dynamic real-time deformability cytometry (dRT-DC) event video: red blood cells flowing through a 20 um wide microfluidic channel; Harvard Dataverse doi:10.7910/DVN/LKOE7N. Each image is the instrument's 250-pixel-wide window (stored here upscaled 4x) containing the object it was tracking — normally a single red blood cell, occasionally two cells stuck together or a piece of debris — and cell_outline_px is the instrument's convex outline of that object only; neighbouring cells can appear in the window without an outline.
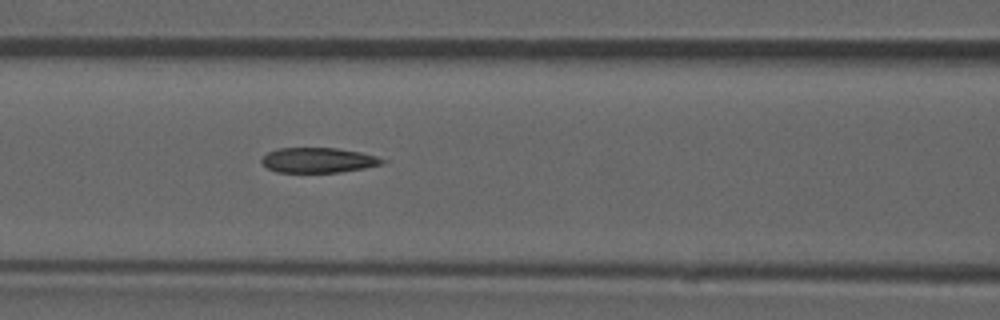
{"species": "common noctule bat (a hibernating species)", "species_latin": "Nyctalus noctula", "temperature_condition": "room temperature", "stored_images_in_passage": 44, "camera_frame_rate_fps": 3000, "um_per_image_px": 0.085, "animal": {"sex": "male", "forearm_length_mm": 52.5}, "frame": {"image": 1, "passage_image": 19, "time_ms": 6.0, "image_size_px": [1000, 320], "cell_outline_px": [[388, 160], [380, 164], [364, 168], [340, 172], [276, 172], [268, 168], [260, 160], [268, 152], [276, 148], [336, 148], [360, 152], [376, 156]], "centroid_in_image_um": [27.04, 13.61], "position_along_channel_um": 139.6, "area_um2": 17.51}, "authors_computed_cell_mechanics": {"area_um2": 19.363, "velocity_mm_per_s": 3.8783, "shape_relaxation_time_tau1_ms": null, "shape_relaxation_time_tau2_ms": 3.9462, "deformation_change_tau1": null, "deformation_change_tau2": 0.1628}}